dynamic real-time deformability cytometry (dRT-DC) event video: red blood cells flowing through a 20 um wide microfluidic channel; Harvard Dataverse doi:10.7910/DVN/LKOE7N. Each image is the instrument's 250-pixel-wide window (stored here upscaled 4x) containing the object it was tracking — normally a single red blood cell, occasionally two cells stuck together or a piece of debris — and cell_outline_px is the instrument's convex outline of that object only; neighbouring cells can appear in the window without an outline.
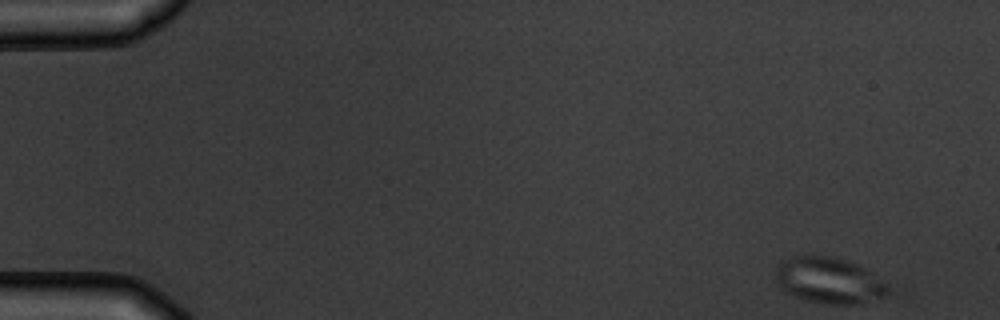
{"species": "common noctule bat (a hibernating species)", "species_latin": "Nyctalus noctula", "temperature_condition": "warm", "stored_images_in_passage": 5, "camera_frame_rate_fps": 3000, "um_per_image_px": 0.085, "animal": {"sex": "male", "body_mass_g": 19.5, "forearm_length_mm": 54.6}, "frame": {"image": 1, "passage_image": 1, "time_ms": 0.0, "image_size_px": [1000, 320], "cell_outline_px": [[888, 296], [860, 304], [824, 304], [804, 300], [780, 288], [776, 280], [776, 268], [784, 260], [792, 256], [832, 256], [848, 260], [860, 264], [888, 284]], "centroid_in_image_um": [70.51, 23.84], "position_along_channel_um": 14.5, "area_um2": 30.46}}